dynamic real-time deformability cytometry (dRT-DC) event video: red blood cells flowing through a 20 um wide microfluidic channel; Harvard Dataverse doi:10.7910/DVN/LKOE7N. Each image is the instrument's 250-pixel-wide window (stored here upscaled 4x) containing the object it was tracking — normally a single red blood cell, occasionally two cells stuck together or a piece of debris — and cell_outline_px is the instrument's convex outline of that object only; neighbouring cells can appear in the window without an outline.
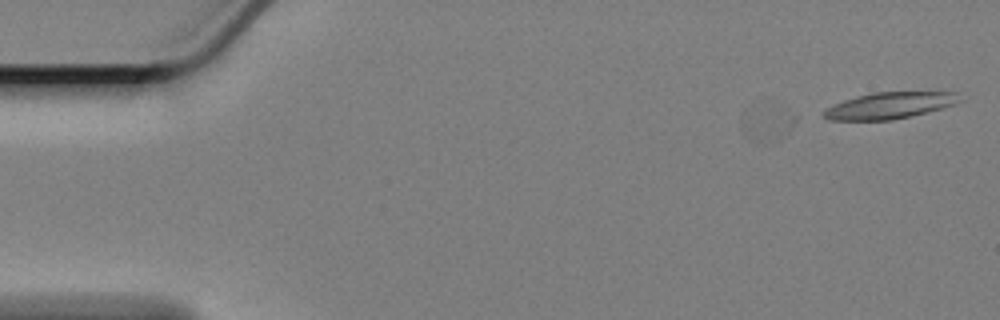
{"species": "Egyptian fruit bat (a non-hibernating species)", "species_latin": "Rousettus aegyptiacus", "temperature_condition": "cold", "stored_images_in_passage": 2, "camera_frame_rate_fps": 3000, "um_per_image_px": 0.085, "animal": {"sex": "female"}, "frame": {"image": 1, "passage_image": 2, "time_ms": 0.333, "image_size_px": [1000, 320], "cell_outline_px": [[964, 100], [956, 104], [892, 120], [828, 120], [820, 116], [820, 112], [832, 104], [856, 96], [872, 92], [956, 92]], "centroid_in_image_um": [75.55, 8.96], "position_along_channel_um": 9.5, "area_um2": 21.04}}